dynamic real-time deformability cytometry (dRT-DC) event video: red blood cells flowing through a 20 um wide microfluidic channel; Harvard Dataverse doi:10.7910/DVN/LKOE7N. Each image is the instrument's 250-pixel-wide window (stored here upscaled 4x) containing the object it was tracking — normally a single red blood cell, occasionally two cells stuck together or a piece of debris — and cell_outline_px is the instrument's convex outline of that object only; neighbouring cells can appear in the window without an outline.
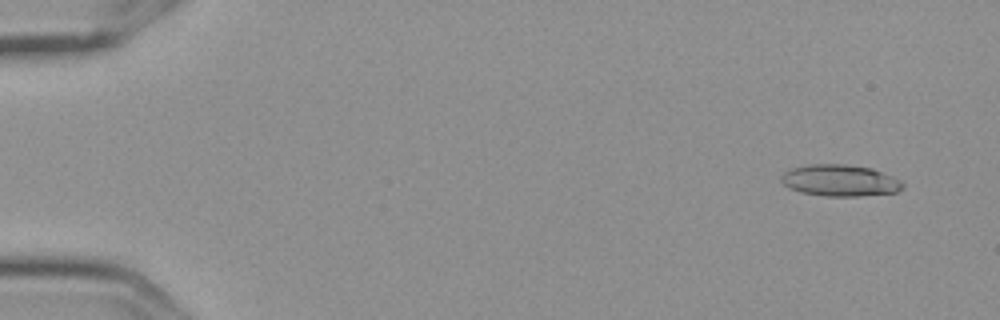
{"species": "Egyptian fruit bat (a non-hibernating species)", "species_latin": "Rousettus aegyptiacus", "temperature_condition": "cold", "stored_images_in_passage": 5, "camera_frame_rate_fps": 3000, "um_per_image_px": 0.085, "frame": {"image": 1, "passage_image": 1, "time_ms": 0.0, "image_size_px": [1000, 320], "cell_outline_px": [[904, 188], [896, 192], [860, 196], [824, 196], [800, 192], [788, 188], [780, 180], [780, 176], [784, 172], [792, 168], [808, 164], [844, 164], [872, 168], [900, 180], [904, 184]], "centroid_in_image_um": [71.37, 15.34], "position_along_channel_um": 13.6, "area_um2": 22.43}}
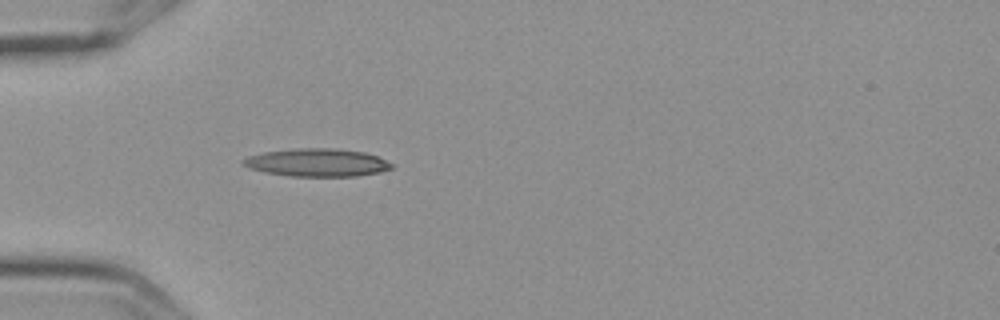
{"frame": {"image": 2, "passage_image": 5, "time_ms": 1.333, "image_size_px": [1000, 320], "cell_outline_px": [[392, 168], [380, 172], [356, 176], [288, 176], [264, 172], [248, 168], [240, 164], [240, 160], [248, 156], [264, 152], [296, 148], [332, 148], [364, 152], [376, 156], [392, 164]], "centroid_in_image_um": [26.88, 13.82], "position_along_channel_um": 58.1, "area_um2": 24.16}}